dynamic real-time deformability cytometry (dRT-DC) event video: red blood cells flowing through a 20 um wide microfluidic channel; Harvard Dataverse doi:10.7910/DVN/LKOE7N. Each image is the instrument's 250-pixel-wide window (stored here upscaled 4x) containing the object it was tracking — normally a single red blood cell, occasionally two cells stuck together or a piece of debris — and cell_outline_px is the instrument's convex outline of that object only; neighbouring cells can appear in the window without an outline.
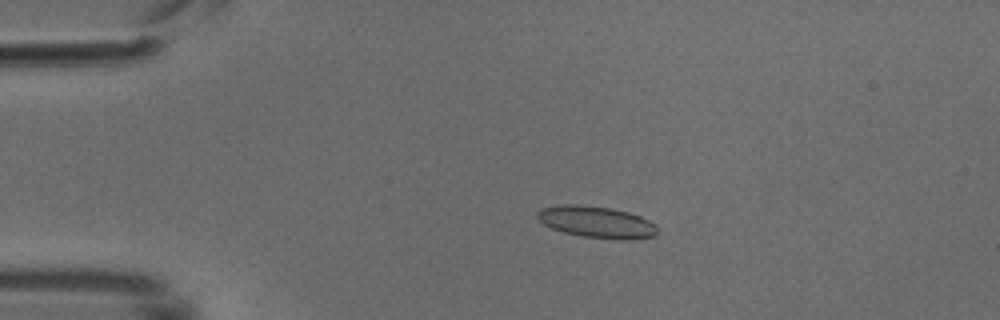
{"species": "common noctule bat (a hibernating species)", "species_latin": "Nyctalus noctula", "temperature_condition": "cold", "stored_images_in_passage": 4, "camera_frame_rate_fps": 3000, "um_per_image_px": 0.085, "animal": {"sex": "male", "body_mass_g": 18.8}, "frame": {"image": 1, "passage_image": 3, "time_ms": 0.667, "image_size_px": [1000, 320], "cell_outline_px": [[660, 232], [656, 236], [632, 240], [620, 240], [580, 236], [564, 232], [552, 228], [544, 224], [536, 216], [536, 212], [540, 208], [560, 204], [576, 204], [612, 208], [628, 212], [640, 216], [656, 224]], "centroid_in_image_um": [50.75, 18.88], "position_along_channel_um": 34.3, "area_um2": 22.54}}